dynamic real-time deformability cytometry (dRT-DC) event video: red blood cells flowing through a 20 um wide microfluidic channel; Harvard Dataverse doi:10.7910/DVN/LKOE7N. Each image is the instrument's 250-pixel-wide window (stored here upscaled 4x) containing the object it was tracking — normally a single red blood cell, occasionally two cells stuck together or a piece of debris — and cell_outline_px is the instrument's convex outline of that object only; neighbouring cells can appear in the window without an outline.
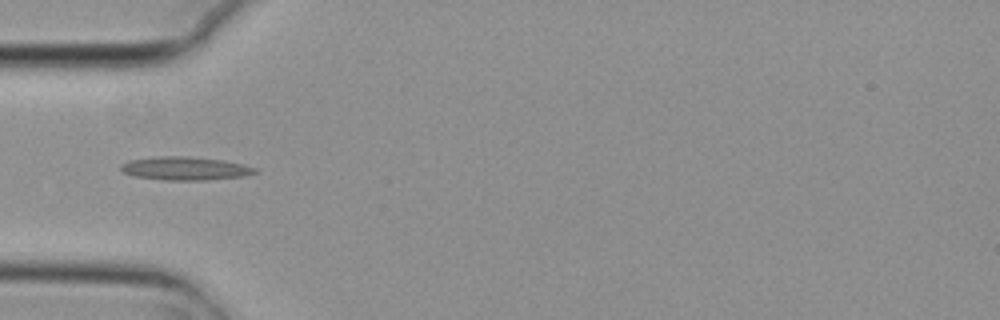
{"species": "common noctule bat (a hibernating species)", "species_latin": "Nyctalus noctula", "temperature_condition": "cold", "stored_images_in_passage": 6, "camera_frame_rate_fps": 3000, "um_per_image_px": 0.085, "animal": {"sex": "female", "body_mass_g": 29.2, "forearm_length_mm": 56.3}, "frame": {"image": 1, "passage_image": 5, "time_ms": 1.333, "image_size_px": [1000, 320], "cell_outline_px": [[260, 172], [244, 176], [204, 180], [164, 180], [132, 176], [124, 172], [120, 168], [120, 164], [128, 160], [156, 156], [188, 156], [220, 160], [240, 164], [256, 168]], "centroid_in_image_um": [15.69, 14.32], "position_along_channel_um": 69.3, "area_um2": 18.26}}
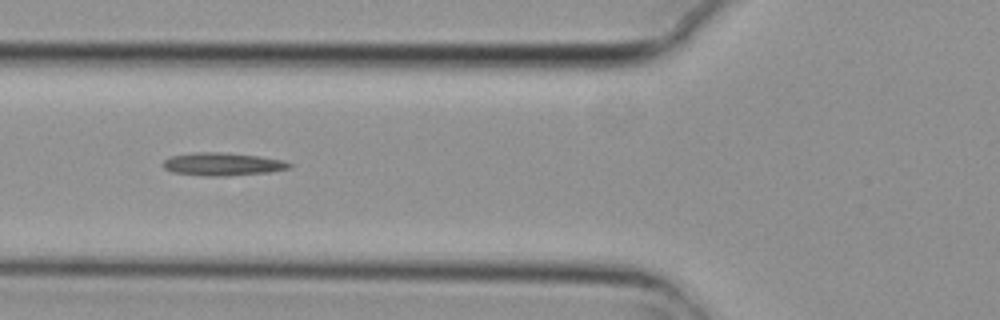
{"frame": {"image": 2, "passage_image": 6, "time_ms": 1.667, "image_size_px": [1000, 320], "cell_outline_px": [[292, 168], [268, 172], [228, 176], [204, 176], [172, 172], [164, 168], [160, 164], [168, 156], [192, 152], [224, 152], [260, 156], [280, 160], [292, 164]], "centroid_in_image_um": [18.85, 13.95], "position_along_channel_um": 106.9, "area_um2": 17.11}}